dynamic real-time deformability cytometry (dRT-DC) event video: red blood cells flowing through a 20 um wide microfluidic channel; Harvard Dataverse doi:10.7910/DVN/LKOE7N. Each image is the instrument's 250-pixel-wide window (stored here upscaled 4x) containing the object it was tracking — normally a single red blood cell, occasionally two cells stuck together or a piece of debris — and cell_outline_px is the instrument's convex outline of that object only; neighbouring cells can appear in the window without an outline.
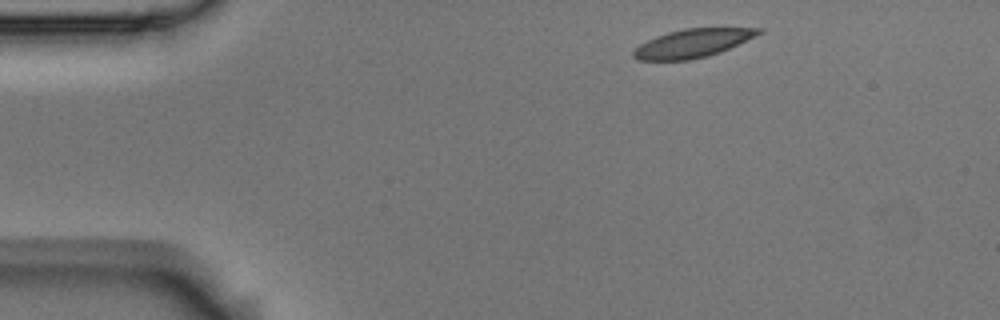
{"species": "Egyptian fruit bat (a non-hibernating species)", "species_latin": "Rousettus aegyptiacus", "temperature_condition": "room temperature", "stored_images_in_passage": 2, "camera_frame_rate_fps": 3000, "um_per_image_px": 0.085, "animal": {"sex": "male"}, "frame": {"image": 1, "passage_image": 1, "time_ms": 0.0, "image_size_px": [1000, 320], "cell_outline_px": [[764, 32], [756, 36], [720, 52], [708, 56], [692, 60], [636, 60], [632, 56], [632, 52], [640, 44], [656, 36], [668, 32], [684, 28], [764, 28]], "centroid_in_image_um": [58.88, 3.68], "position_along_channel_um": 26.1, "area_um2": 20.75}}